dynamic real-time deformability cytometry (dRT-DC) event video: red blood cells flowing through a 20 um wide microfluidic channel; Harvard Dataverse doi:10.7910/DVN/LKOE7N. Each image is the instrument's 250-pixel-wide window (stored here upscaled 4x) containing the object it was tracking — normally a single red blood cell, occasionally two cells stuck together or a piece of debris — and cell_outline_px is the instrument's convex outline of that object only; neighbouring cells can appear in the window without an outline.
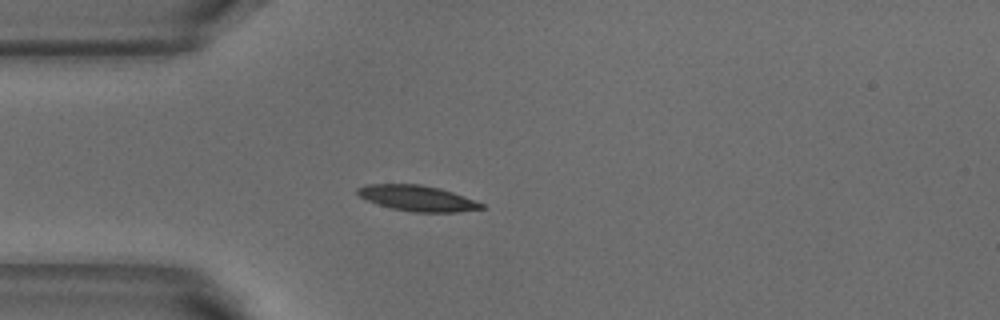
{"species": "common noctule bat (a hibernating species)", "species_latin": "Nyctalus noctula", "temperature_condition": "warm", "stored_images_in_passage": 3, "camera_frame_rate_fps": 3000, "um_per_image_px": 0.085, "animal": {"sex": "male", "body_mass_g": 18.8}, "frame": {"image": 1, "passage_image": 3, "time_ms": 0.667, "image_size_px": [1000, 320], "cell_outline_px": [[484, 208], [460, 212], [412, 212], [392, 208], [376, 204], [360, 196], [356, 192], [356, 188], [364, 184], [420, 184], [440, 188], [452, 192], [484, 204]], "centroid_in_image_um": [35.45, 16.84], "position_along_channel_um": 49.6, "area_um2": 18.5}}